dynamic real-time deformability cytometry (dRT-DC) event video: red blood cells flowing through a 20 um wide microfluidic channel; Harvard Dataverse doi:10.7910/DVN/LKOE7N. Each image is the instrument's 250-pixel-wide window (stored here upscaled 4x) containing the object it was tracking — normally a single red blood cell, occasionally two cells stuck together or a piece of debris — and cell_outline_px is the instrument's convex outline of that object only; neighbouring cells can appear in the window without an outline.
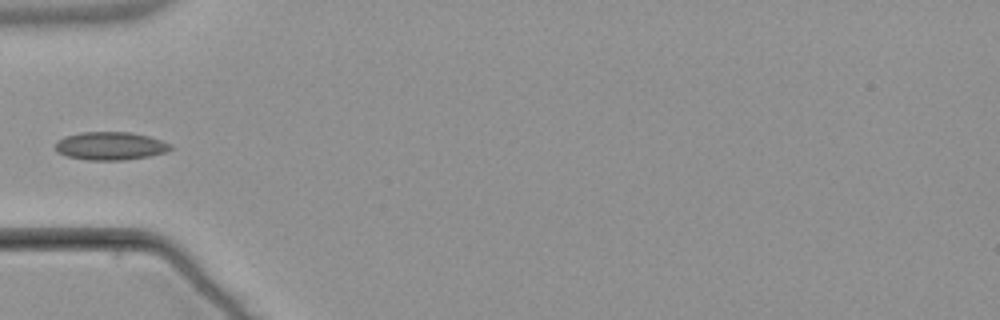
{"species": "common noctule bat (a hibernating species)", "species_latin": "Nyctalus noctula", "temperature_condition": "warm", "stored_images_in_passage": 4, "camera_frame_rate_fps": 3000, "um_per_image_px": 0.085, "animal": {"sex": "male", "body_mass_g": 21.5, "forearm_length_mm": 52.0}, "frame": {"image": 1, "passage_image": 4, "time_ms": 3.667, "image_size_px": [1000, 320], "cell_outline_px": [[172, 148], [164, 152], [148, 156], [124, 160], [88, 160], [64, 156], [56, 152], [52, 148], [56, 140], [64, 136], [84, 132], [128, 132], [148, 136], [172, 144]], "centroid_in_image_um": [9.29, 12.41], "position_along_channel_um": 75.7, "area_um2": 19.02}}